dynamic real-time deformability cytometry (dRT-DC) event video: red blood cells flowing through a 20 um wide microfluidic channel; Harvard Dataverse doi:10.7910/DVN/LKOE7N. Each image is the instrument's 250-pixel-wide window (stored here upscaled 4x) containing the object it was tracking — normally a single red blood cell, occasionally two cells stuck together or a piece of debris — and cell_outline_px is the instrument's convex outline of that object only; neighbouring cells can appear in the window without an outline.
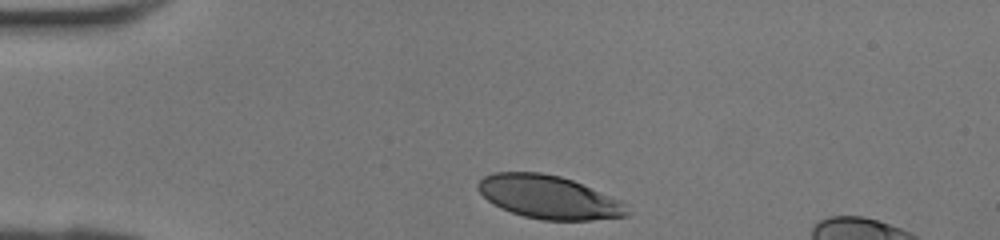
{"species": "human", "species_latin": "Homo sapiens", "temperature_condition": "room temperature", "stored_images_in_passage": 26, "camera_frame_rate_fps": 3000, "um_per_image_px": 0.085, "donor": {"sex": "female"}, "frame": {"image": 1, "passage_image": 1, "time_ms": 0.0, "image_size_px": [1000, 240], "cell_outline_px": [[632, 212], [628, 216], [592, 220], [544, 220], [524, 216], [500, 208], [492, 204], [476, 188], [476, 184], [484, 176], [492, 172], [540, 172], [560, 176], [572, 180], [624, 200]], "centroid_in_image_um": [46.7, 16.76], "position_along_channel_um": 38.3, "area_um2": 38.03}}
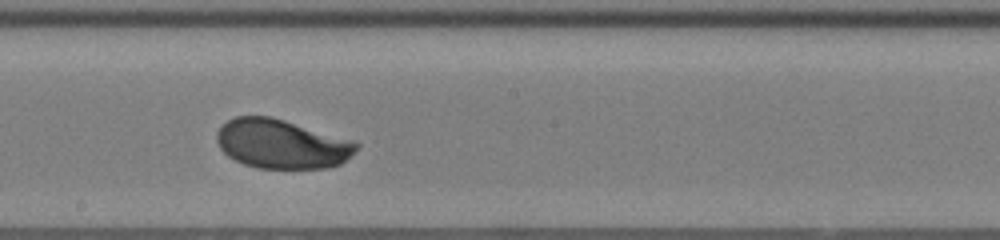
{"frame": {"image": 2, "passage_image": 15, "time_ms": 4.667, "image_size_px": [1000, 240], "cell_outline_px": [[360, 144], [340, 164], [328, 168], [256, 168], [244, 164], [228, 156], [220, 148], [216, 140], [216, 132], [228, 120], [236, 116], [272, 116], [356, 140]], "centroid_in_image_um": [23.94, 12.22], "position_along_channel_um": 224.3, "area_um2": 40.17}}
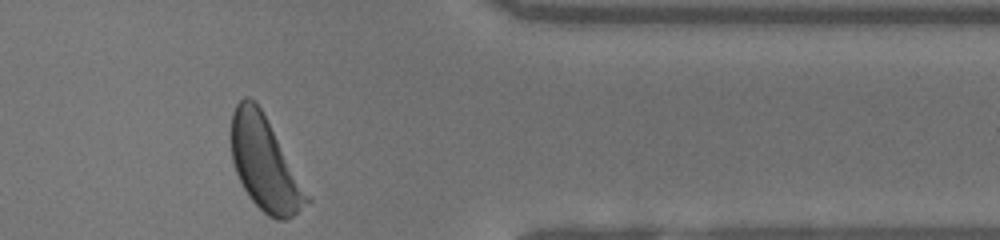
{"frame": {"image": 3, "passage_image": 26, "time_ms": 8.333, "image_size_px": [1000, 240], "cell_outline_px": [[312, 200], [288, 220], [276, 220], [268, 216], [248, 196], [236, 172], [232, 160], [232, 112], [236, 104], [244, 96], [248, 96], [260, 108]], "centroid_in_image_um": [22.5, 13.95], "position_along_channel_um": 388.9, "area_um2": 40.23}}